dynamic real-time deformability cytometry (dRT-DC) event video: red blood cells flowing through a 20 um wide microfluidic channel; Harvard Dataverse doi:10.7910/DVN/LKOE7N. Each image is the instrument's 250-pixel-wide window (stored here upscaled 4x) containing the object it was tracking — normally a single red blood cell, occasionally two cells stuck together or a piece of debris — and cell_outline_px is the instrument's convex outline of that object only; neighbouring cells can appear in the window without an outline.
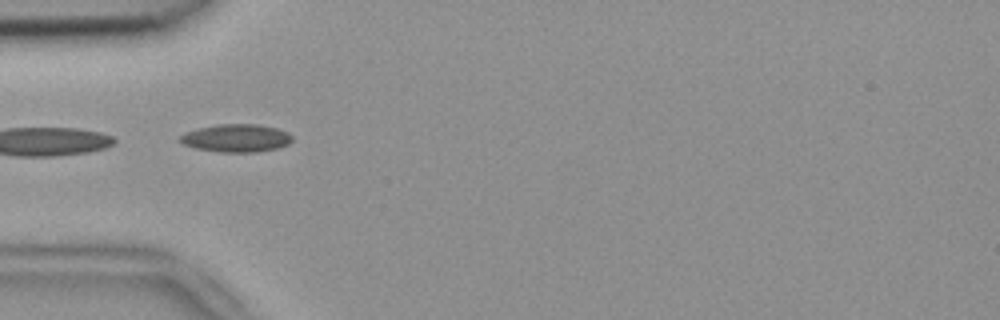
{"species": "common noctule bat (a hibernating species)", "species_latin": "Nyctalus noctula", "temperature_condition": "room temperature", "stored_images_in_passage": 22, "segment_of_instrument_passage": [2, 2], "camera_frame_rate_fps": 3000, "um_per_image_px": 0.085, "animal": {"sex": "female", "body_mass_g": 18.4}, "frame": {"image": 1, "passage_image": 16, "time_ms": 5.0, "image_size_px": [1000, 320], "cell_outline_px": [[292, 140], [288, 144], [276, 148], [256, 152], [220, 152], [196, 148], [184, 144], [176, 140], [180, 136], [188, 132], [200, 128], [220, 124], [256, 124], [276, 128], [288, 132], [292, 136]], "centroid_in_image_um": [20.09, 11.74], "position_along_channel_um": 64.9, "area_um2": 18.03}}